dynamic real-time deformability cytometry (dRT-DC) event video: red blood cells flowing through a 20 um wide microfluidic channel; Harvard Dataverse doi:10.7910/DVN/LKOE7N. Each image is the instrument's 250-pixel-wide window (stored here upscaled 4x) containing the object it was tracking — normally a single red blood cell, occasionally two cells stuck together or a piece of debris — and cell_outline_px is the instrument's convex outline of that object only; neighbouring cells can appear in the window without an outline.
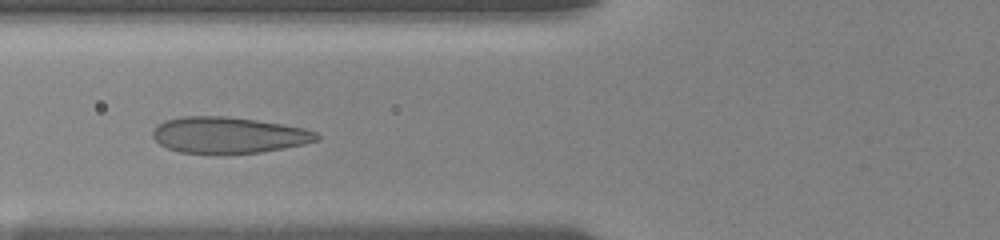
{"species": "human", "species_latin": "Homo sapiens", "temperature_condition": "room temperature", "stored_images_in_passage": 28, "camera_frame_rate_fps": 3000, "um_per_image_px": 0.085, "donor": {"sex": "female"}, "frame": {"image": 1, "passage_image": 17, "time_ms": 5.0, "image_size_px": [1000, 240], "cell_outline_px": [[320, 140], [304, 144], [284, 148], [260, 152], [224, 156], [180, 152], [168, 148], [160, 144], [152, 136], [152, 132], [164, 120], [180, 116], [228, 116], [256, 120], [304, 128], [316, 132], [320, 136]], "centroid_in_image_um": [19.42, 11.51], "position_along_channel_um": 106.4, "area_um2": 35.26}}
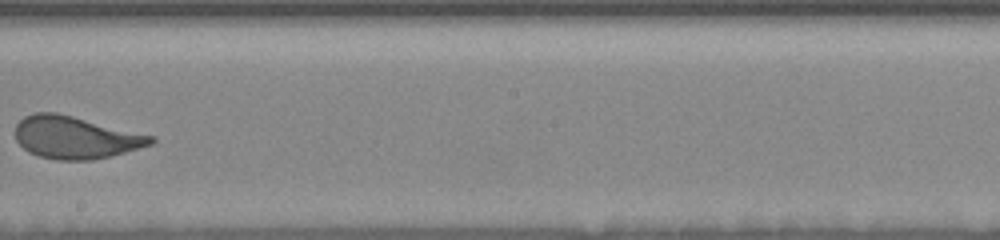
{"frame": {"image": 2, "passage_image": 21, "time_ms": 8.667, "image_size_px": [1000, 240], "cell_outline_px": [[156, 140], [152, 144], [124, 152], [92, 160], [56, 160], [36, 156], [28, 152], [16, 140], [12, 132], [16, 124], [24, 116], [36, 112], [56, 112], [156, 136]], "centroid_in_image_um": [6.37, 11.68], "position_along_channel_um": 241.8, "area_um2": 33.76}}
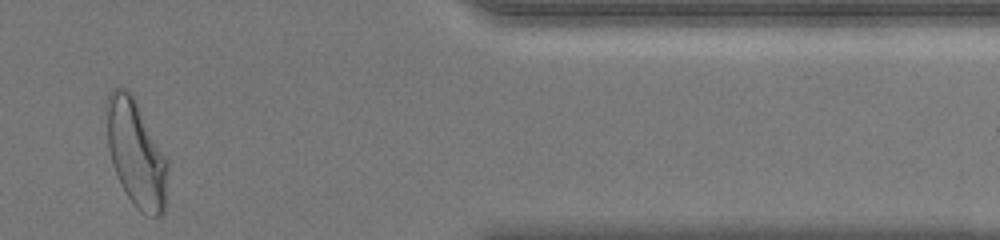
{"frame": {"image": 3, "passage_image": 26, "time_ms": 13.667, "image_size_px": [1000, 240], "cell_outline_px": [[168, 168], [164, 212], [160, 216], [152, 216], [140, 212], [136, 208], [124, 192], [116, 176], [112, 164], [108, 148], [104, 112], [104, 104], [112, 88], [128, 88], [136, 100], [168, 160]], "centroid_in_image_um": [11.53, 13.01], "position_along_channel_um": 399.9, "area_um2": 38.73}, "authors_computed_cell_mechanics": {"area_um2": 34.6222, "velocity_mm_per_s": 3.6893, "shape_relaxation_time_tau1_ms": 4.7301, "shape_relaxation_time_tau2_ms": null, "deformation_change_tau1": 0.1449, "deformation_change_tau2": null}}